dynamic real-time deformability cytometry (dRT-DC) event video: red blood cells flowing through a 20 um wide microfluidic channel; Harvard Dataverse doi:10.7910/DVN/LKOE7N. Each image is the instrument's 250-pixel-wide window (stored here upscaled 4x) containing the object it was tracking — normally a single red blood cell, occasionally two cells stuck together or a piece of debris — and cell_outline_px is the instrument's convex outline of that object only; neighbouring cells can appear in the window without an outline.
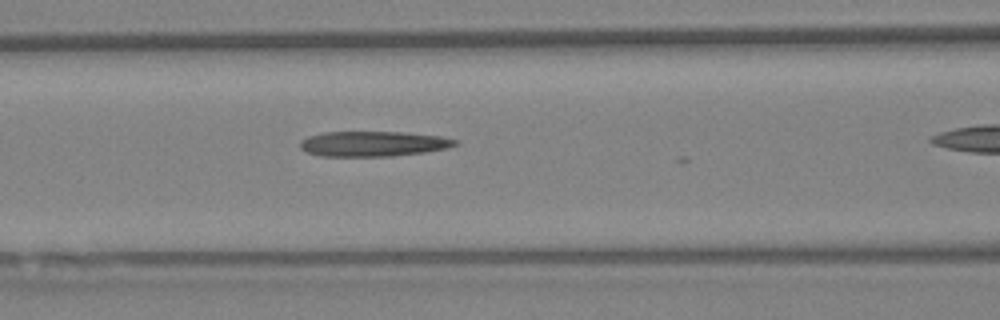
{"species": "Egyptian fruit bat (a non-hibernating species)", "species_latin": "Rousettus aegyptiacus", "temperature_condition": "warm", "stored_images_in_passage": 15, "camera_frame_rate_fps": 3000, "um_per_image_px": 0.085, "animal": {"sex": "female"}, "frame": {"image": 1, "passage_image": 12, "time_ms": 3.667, "image_size_px": [1000, 320], "cell_outline_px": [[460, 144], [448, 148], [424, 152], [392, 156], [320, 156], [308, 152], [300, 148], [300, 140], [308, 136], [324, 132], [404, 132], [440, 136], [456, 140]], "centroid_in_image_um": [31.72, 12.22], "position_along_channel_um": 134.9, "area_um2": 22.77}}
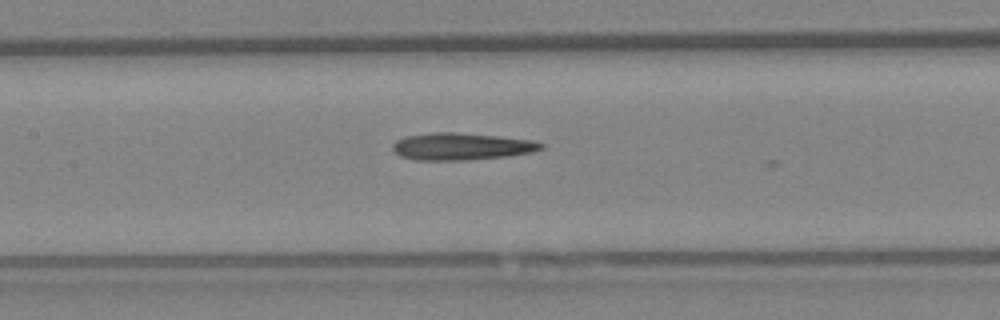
{"frame": {"image": 2, "passage_image": 14, "time_ms": 4.333, "image_size_px": [1000, 320], "cell_outline_px": [[544, 148], [532, 152], [504, 156], [464, 160], [416, 160], [400, 156], [392, 148], [392, 144], [396, 140], [404, 136], [432, 132], [456, 132], [496, 136], [532, 140], [544, 144]], "centroid_in_image_um": [39.18, 12.44], "position_along_channel_um": 168.2, "area_um2": 23.35}}